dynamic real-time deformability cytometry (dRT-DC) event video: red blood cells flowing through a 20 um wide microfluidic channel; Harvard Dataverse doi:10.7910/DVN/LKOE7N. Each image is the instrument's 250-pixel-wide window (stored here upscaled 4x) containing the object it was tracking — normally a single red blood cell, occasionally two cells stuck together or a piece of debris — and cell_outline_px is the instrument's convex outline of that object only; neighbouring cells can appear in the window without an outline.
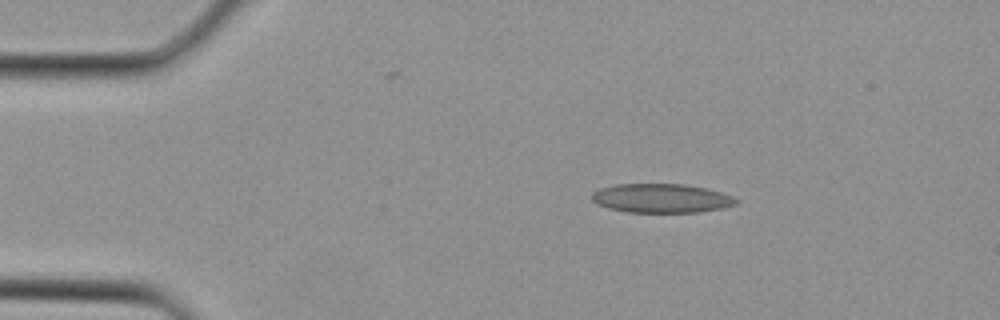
{"species": "Egyptian fruit bat (a non-hibernating species)", "species_latin": "Rousettus aegyptiacus", "temperature_condition": "cold", "stored_images_in_passage": 1, "camera_frame_rate_fps": 3000, "um_per_image_px": 0.085, "animal": {"sex": "female"}, "frame": {"image": 1, "passage_image": 1, "time_ms": 0.0, "image_size_px": [1000, 320], "cell_outline_px": [[740, 200], [736, 204], [720, 208], [700, 212], [628, 212], [608, 208], [596, 204], [592, 200], [592, 192], [600, 188], [616, 184], [684, 184], [708, 188], [732, 196]], "centroid_in_image_um": [56.2, 16.85], "position_along_channel_um": 28.8, "area_um2": 24.45}}